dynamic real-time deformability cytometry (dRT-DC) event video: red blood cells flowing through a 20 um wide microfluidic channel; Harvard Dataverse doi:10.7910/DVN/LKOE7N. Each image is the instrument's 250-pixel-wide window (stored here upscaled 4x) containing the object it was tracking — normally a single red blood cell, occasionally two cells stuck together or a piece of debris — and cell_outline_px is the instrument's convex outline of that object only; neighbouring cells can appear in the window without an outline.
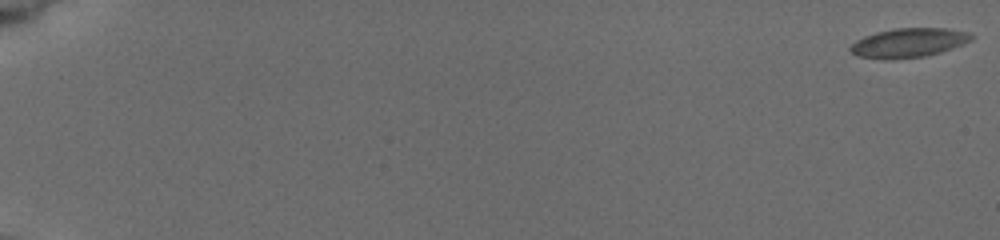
{"species": "common noctule bat (a hibernating species)", "species_latin": "Nyctalus noctula", "temperature_condition": "cold", "stored_images_in_passage": 67, "camera_frame_rate_fps": 3000, "um_per_image_px": 0.085, "animal": {"sex": "female", "body_mass_g": 19.5, "forearm_length_mm": 54.1}, "frame": {"image": 1, "passage_image": 1, "time_ms": 0.0, "image_size_px": [1000, 240], "cell_outline_px": [[972, 40], [964, 44], [940, 52], [924, 56], [884, 60], [856, 56], [848, 48], [856, 40], [864, 36], [876, 32], [892, 28], [948, 28], [968, 32], [972, 36]], "centroid_in_image_um": [77.2, 3.63], "position_along_channel_um": 7.8, "area_um2": 20.69}}
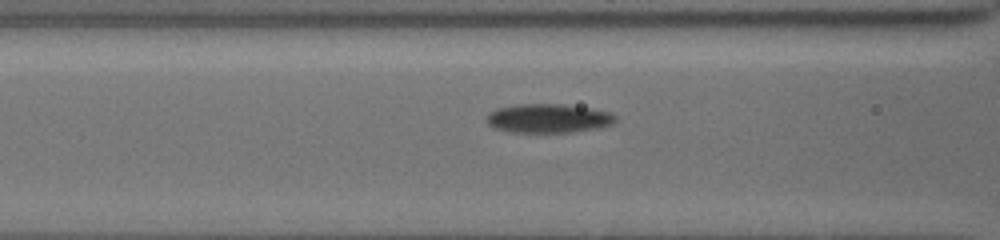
{"frame": {"image": 2, "passage_image": 38, "time_ms": 8.333, "image_size_px": [1000, 240], "cell_outline_px": [[616, 120], [612, 124], [600, 128], [572, 132], [512, 132], [496, 128], [488, 124], [484, 120], [488, 112], [496, 108], [516, 104], [564, 104], [612, 112], [616, 116]], "centroid_in_image_um": [46.59, 10.05], "position_along_channel_um": 120.0, "area_um2": 21.96}}
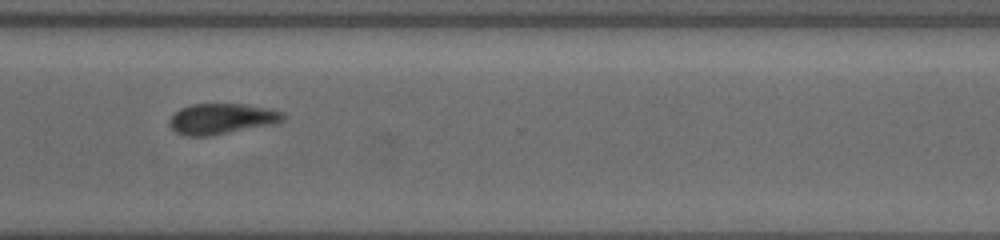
{"frame": {"image": 3, "passage_image": 66, "time_ms": 14.333, "image_size_px": [1000, 240], "cell_outline_px": [[288, 116], [284, 120], [276, 124], [212, 136], [184, 136], [176, 132], [168, 124], [168, 120], [180, 108], [192, 104], [244, 104], [268, 108], [284, 112]], "centroid_in_image_um": [18.88, 10.11], "position_along_channel_um": 351.7, "area_um2": 20.69}}